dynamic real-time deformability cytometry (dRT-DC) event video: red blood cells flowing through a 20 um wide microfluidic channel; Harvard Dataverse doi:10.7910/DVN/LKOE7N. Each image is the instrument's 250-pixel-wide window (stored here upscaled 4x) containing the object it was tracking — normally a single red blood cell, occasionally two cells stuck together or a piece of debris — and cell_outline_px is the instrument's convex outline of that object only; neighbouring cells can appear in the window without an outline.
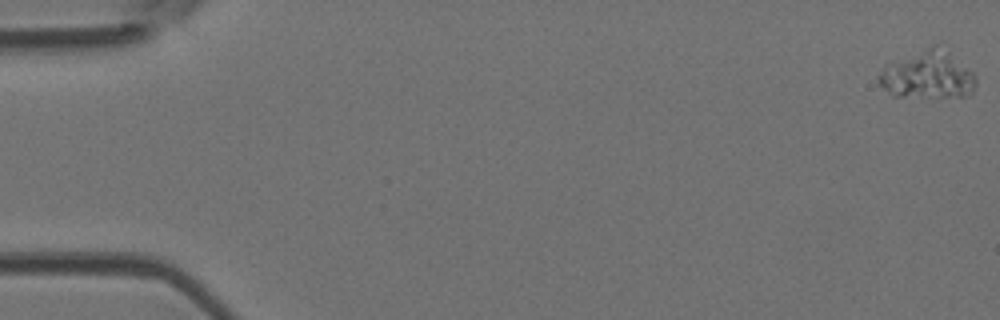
{"species": "Egyptian fruit bat (a non-hibernating species)", "species_latin": "Rousettus aegyptiacus", "temperature_condition": "room temperature", "stored_images_in_passage": 51, "camera_frame_rate_fps": 3000, "um_per_image_px": 0.085, "animal": {"sex": "female"}, "frame": {"image": 1, "passage_image": 1, "time_ms": 0.0, "image_size_px": [1000, 320], "cell_outline_px": [[976, 84], [972, 92], [968, 96], [892, 96], [876, 80], [876, 76], [884, 64], [940, 40], [976, 76]], "centroid_in_image_um": [78.84, 6.29], "position_along_channel_um": 6.2, "area_um2": 27.98}}
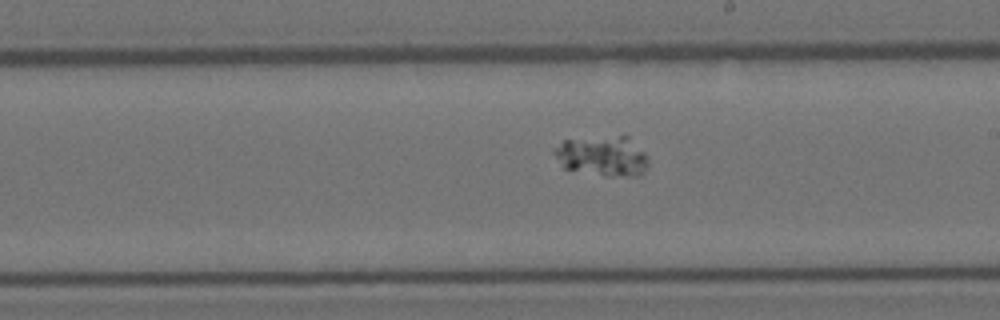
{"frame": {"image": 2, "passage_image": 29, "time_ms": 9.333, "image_size_px": [1000, 320], "cell_outline_px": [[648, 164], [644, 172], [636, 176], [604, 176], [564, 168], [552, 152], [552, 148], [564, 140], [620, 136], [628, 136], [648, 156]], "centroid_in_image_um": [51.21, 13.27], "position_along_channel_um": 237.8, "area_um2": 21.91}}
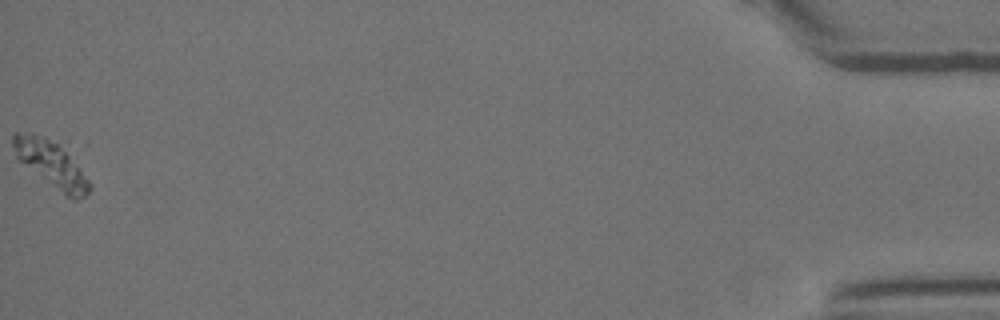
{"frame": {"image": 3, "passage_image": 50, "time_ms": 16.333, "image_size_px": [1000, 320], "cell_outline_px": [[92, 188], [84, 196], [76, 200], [72, 200], [64, 196], [16, 160], [12, 144], [12, 136], [16, 132], [32, 132], [44, 136], [68, 152], [92, 184]], "centroid_in_image_um": [4.33, 13.97], "position_along_channel_um": 430.9, "area_um2": 21.04}}